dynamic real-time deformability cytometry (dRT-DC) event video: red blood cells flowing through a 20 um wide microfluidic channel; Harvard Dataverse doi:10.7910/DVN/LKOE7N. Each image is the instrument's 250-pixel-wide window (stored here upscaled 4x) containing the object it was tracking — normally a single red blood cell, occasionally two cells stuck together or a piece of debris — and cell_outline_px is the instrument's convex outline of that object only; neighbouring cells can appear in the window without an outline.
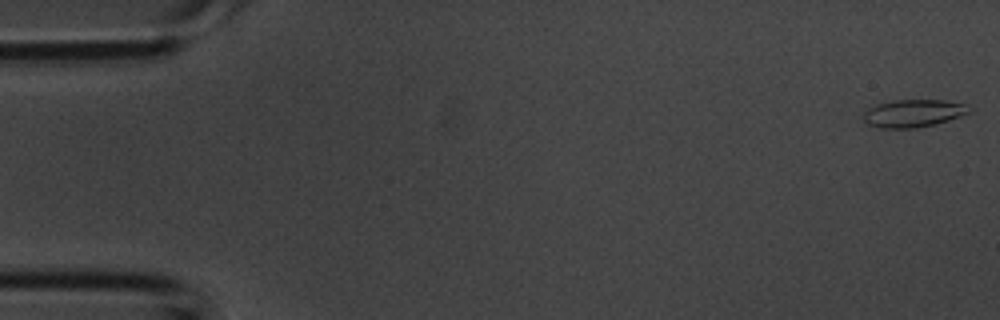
{"species": "common noctule bat (a hibernating species)", "species_latin": "Nyctalus noctula", "temperature_condition": "room temperature", "stored_images_in_passage": 3, "camera_frame_rate_fps": 3000, "um_per_image_px": 0.085, "animal": {"sex": "male", "body_mass_g": 20.1, "forearm_length_mm": 53.5}, "frame": {"image": 1, "passage_image": 1, "time_ms": 0.0, "image_size_px": [1000, 320], "cell_outline_px": [[972, 108], [968, 112], [960, 116], [936, 124], [916, 128], [880, 128], [868, 124], [860, 116], [868, 108], [876, 104], [892, 100], [944, 100], [964, 104]], "centroid_in_image_um": [77.58, 9.63], "position_along_channel_um": 7.4, "area_um2": 17.11}}